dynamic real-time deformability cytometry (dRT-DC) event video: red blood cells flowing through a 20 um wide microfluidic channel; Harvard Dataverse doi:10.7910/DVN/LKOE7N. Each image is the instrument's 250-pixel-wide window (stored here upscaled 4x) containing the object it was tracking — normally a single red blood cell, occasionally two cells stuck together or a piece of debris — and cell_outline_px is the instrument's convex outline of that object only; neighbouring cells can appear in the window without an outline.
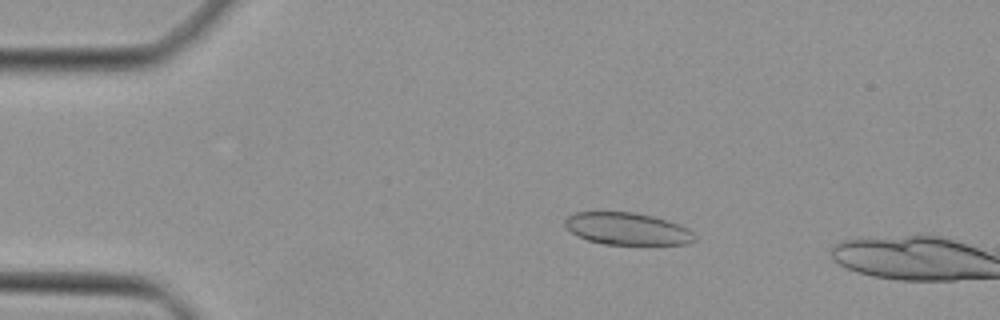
{"species": "Egyptian fruit bat (a non-hibernating species)", "species_latin": "Rousettus aegyptiacus", "temperature_condition": "cold", "stored_images_in_passage": 3, "camera_frame_rate_fps": 3000, "um_per_image_px": 0.085, "animal": {"sex": "female"}, "frame": {"image": 1, "passage_image": 1, "time_ms": 0.0, "image_size_px": [1000, 320], "cell_outline_px": [[696, 240], [688, 244], [604, 244], [588, 240], [576, 236], [564, 224], [564, 220], [568, 216], [576, 212], [632, 212], [652, 216], [668, 220], [688, 228], [696, 236]], "centroid_in_image_um": [53.32, 19.45], "position_along_channel_um": 31.7, "area_um2": 24.28}}